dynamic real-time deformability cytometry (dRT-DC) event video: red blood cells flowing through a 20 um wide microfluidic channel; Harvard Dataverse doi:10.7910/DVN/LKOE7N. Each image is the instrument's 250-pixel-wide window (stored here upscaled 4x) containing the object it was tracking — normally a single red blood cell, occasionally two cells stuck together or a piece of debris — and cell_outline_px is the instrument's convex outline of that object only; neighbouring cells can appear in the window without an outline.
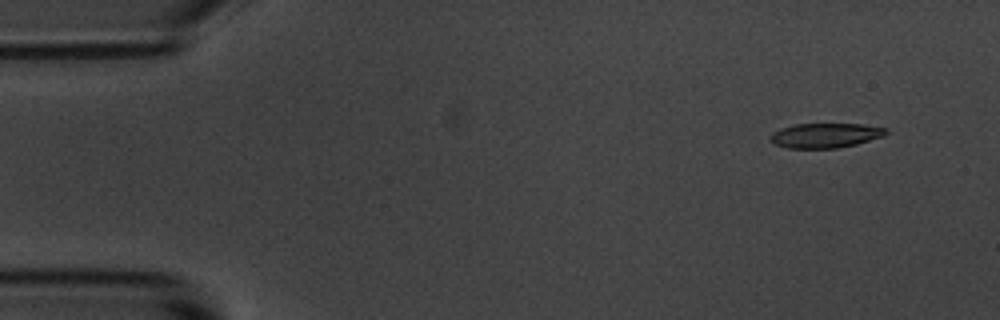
{"species": "common noctule bat (a hibernating species)", "species_latin": "Nyctalus noctula", "temperature_condition": "room temperature", "stored_images_in_passage": 5, "camera_frame_rate_fps": 3000, "um_per_image_px": 0.085, "animal": {"sex": "male", "body_mass_g": 20.1, "forearm_length_mm": 53.5}, "frame": {"image": 1, "passage_image": 1, "time_ms": 0.0, "image_size_px": [1000, 320], "cell_outline_px": [[888, 132], [884, 136], [856, 144], [840, 148], [788, 148], [776, 144], [768, 140], [768, 136], [772, 132], [780, 128], [796, 124], [864, 124], [888, 128]], "centroid_in_image_um": [70.15, 11.51], "position_along_channel_um": 14.9, "area_um2": 16.82}}
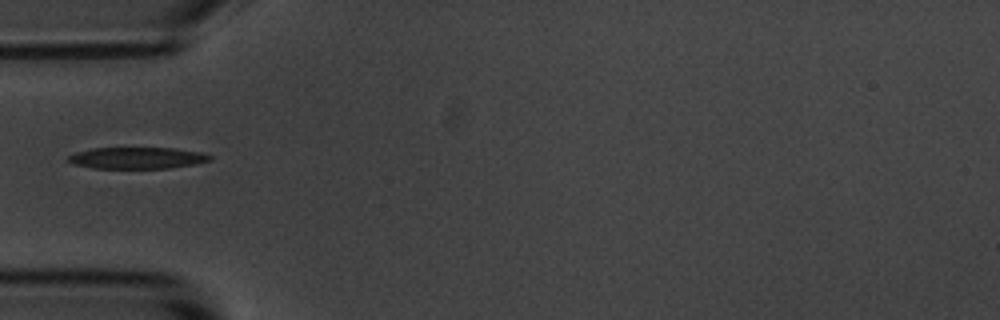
{"frame": {"image": 2, "passage_image": 4, "time_ms": 4.333, "image_size_px": [1000, 320], "cell_outline_px": [[212, 160], [196, 164], [168, 168], [92, 168], [72, 164], [68, 160], [68, 156], [76, 152], [92, 148], [172, 148], [200, 152], [212, 156]], "centroid_in_image_um": [11.65, 13.43], "position_along_channel_um": 73.3, "area_um2": 17.74}}